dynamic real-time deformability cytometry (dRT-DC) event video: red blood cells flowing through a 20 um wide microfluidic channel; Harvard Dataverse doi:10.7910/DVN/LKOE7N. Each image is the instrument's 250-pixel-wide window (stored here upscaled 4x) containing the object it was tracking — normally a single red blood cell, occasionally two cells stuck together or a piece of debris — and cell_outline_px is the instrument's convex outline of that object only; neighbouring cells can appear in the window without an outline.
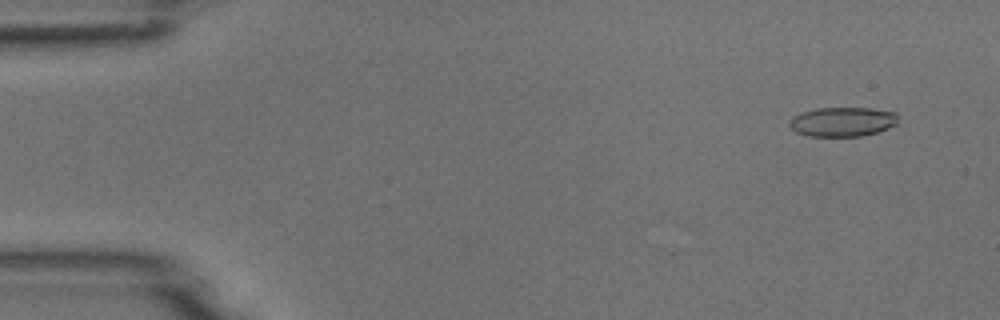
{"species": "common noctule bat (a hibernating species)", "species_latin": "Nyctalus noctula", "temperature_condition": "room temperature", "stored_images_in_passage": 53, "camera_frame_rate_fps": 3000, "um_per_image_px": 0.085, "animal": {"sex": "male", "body_mass_g": 18.8}, "frame": {"image": 1, "passage_image": 4, "time_ms": 1.0, "image_size_px": [1000, 320], "cell_outline_px": [[896, 124], [888, 128], [876, 132], [860, 136], [808, 136], [796, 132], [788, 124], [792, 116], [816, 108], [872, 108], [896, 112]], "centroid_in_image_um": [71.59, 10.34], "position_along_channel_um": 13.4, "area_um2": 18.5}}
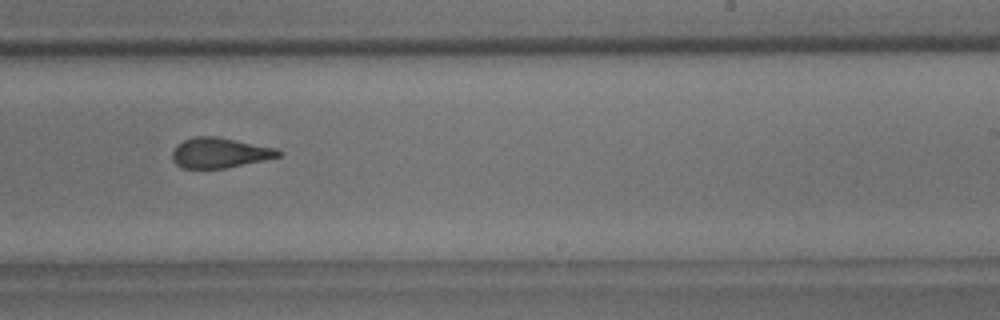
{"frame": {"image": 2, "passage_image": 33, "time_ms": 10.667, "image_size_px": [1000, 320], "cell_outline_px": [[284, 152], [280, 156], [264, 160], [224, 168], [180, 168], [172, 160], [172, 152], [176, 144], [184, 140], [196, 136], [216, 136], [276, 148]], "centroid_in_image_um": [18.65, 12.98], "position_along_channel_um": 270.3, "area_um2": 18.67}}
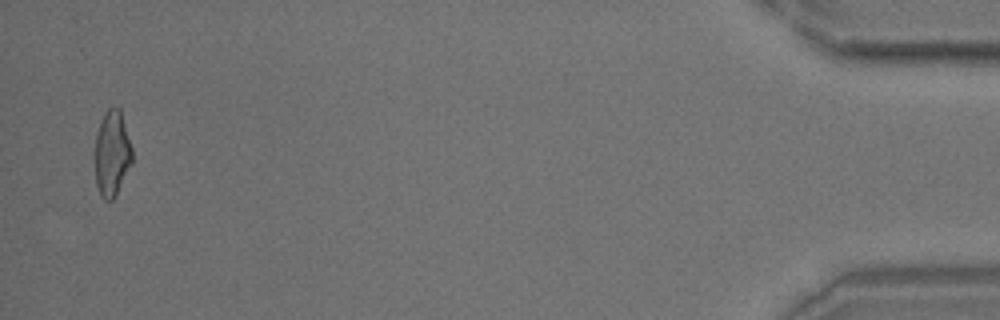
{"frame": {"image": 3, "passage_image": 52, "time_ms": 17.0, "image_size_px": [1000, 320], "cell_outline_px": [[132, 164], [112, 200], [104, 200], [100, 196], [96, 184], [96, 132], [100, 120], [104, 112], [108, 108], [120, 108], [132, 148]], "centroid_in_image_um": [9.52, 13.02], "position_along_channel_um": 425.7, "area_um2": 18.44}}